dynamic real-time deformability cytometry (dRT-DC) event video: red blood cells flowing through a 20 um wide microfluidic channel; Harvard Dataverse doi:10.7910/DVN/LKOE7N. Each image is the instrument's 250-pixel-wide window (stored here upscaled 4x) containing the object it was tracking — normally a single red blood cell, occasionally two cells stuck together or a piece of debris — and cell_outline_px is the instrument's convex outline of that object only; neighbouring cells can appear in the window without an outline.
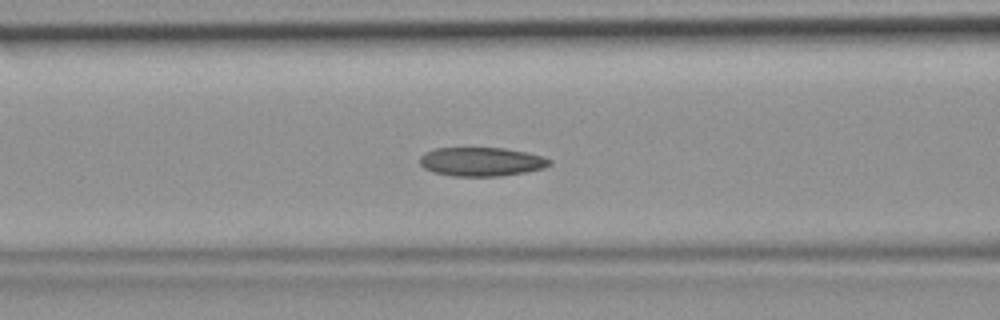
{"species": "common noctule bat (a hibernating species)", "species_latin": "Nyctalus noctula", "temperature_condition": "room temperature", "stored_images_in_passage": 41, "camera_frame_rate_fps": 3000, "um_per_image_px": 0.085, "animal": {"sex": "female", "body_mass_g": 19.9}, "frame": {"image": 1, "passage_image": 18, "time_ms": 5.667, "image_size_px": [1000, 320], "cell_outline_px": [[552, 164], [544, 168], [524, 172], [500, 176], [452, 176], [432, 172], [424, 168], [420, 164], [420, 156], [424, 152], [436, 148], [504, 148], [544, 156], [552, 160]], "centroid_in_image_um": [40.91, 13.74], "position_along_channel_um": 125.7, "area_um2": 21.91}}